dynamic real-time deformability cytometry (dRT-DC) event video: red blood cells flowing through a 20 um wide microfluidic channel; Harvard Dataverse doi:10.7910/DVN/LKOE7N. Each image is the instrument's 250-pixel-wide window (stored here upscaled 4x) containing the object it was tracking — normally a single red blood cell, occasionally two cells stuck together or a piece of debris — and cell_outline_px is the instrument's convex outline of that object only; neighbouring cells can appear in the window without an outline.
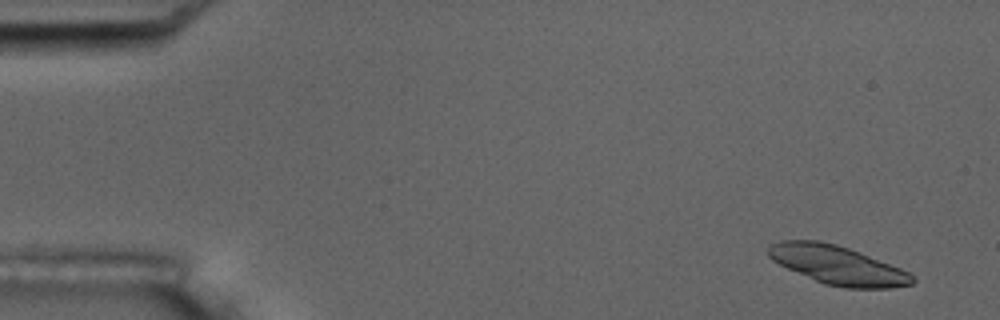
{"species": "common noctule bat (a hibernating species)", "species_latin": "Nyctalus noctula", "temperature_condition": "room temperature", "stored_images_in_passage": 5, "camera_frame_rate_fps": 3000, "um_per_image_px": 0.085, "animal": {"sex": "male", "body_mass_g": 17.5, "forearm_length_mm": 52.3}, "frame": {"image": 1, "passage_image": 1, "time_ms": 0.0, "image_size_px": [1000, 320], "cell_outline_px": [[916, 280], [912, 284], [888, 288], [844, 288], [824, 284], [788, 268], [772, 260], [768, 256], [768, 248], [772, 244], [780, 240], [820, 240], [836, 244], [860, 252], [900, 268], [908, 272]], "centroid_in_image_um": [71.18, 22.53], "position_along_channel_um": 13.8, "area_um2": 32.25}}